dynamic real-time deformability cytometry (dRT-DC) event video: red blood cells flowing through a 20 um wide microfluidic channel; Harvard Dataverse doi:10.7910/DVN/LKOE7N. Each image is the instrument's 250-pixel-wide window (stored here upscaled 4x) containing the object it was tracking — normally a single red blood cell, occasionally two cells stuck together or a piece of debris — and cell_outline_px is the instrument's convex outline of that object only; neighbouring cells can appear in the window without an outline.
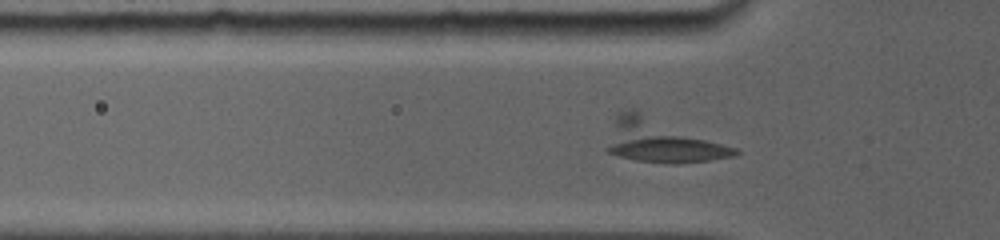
{"species": "common noctule bat (a hibernating species)", "species_latin": "Nyctalus noctula", "temperature_condition": "room temperature", "stored_images_in_passage": 48, "camera_frame_rate_fps": 5000, "um_per_image_px": 0.085, "animal": {"sex": "female", "body_mass_g": 19.0, "forearm_length_mm": 56.7}, "frame": {"image": 1, "passage_image": 10, "time_ms": 2.6, "image_size_px": [1000, 240], "cell_outline_px": [[740, 152], [736, 156], [708, 160], [676, 164], [668, 164], [636, 160], [620, 156], [608, 152], [604, 148], [616, 112], [632, 108], [736, 148]], "centroid_in_image_um": [56.17, 11.97], "position_along_channel_um": 69.6, "area_um2": 32.25}}
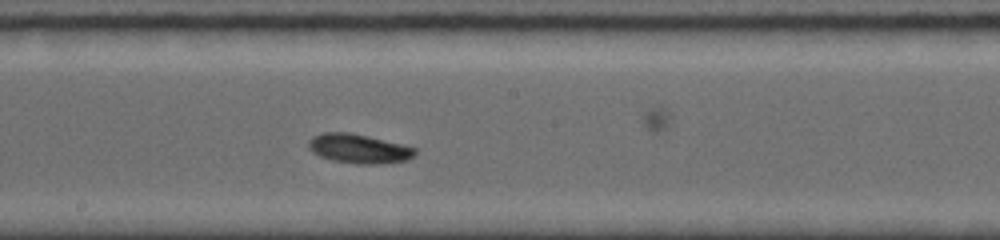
{"frame": {"image": 2, "passage_image": 25, "time_ms": 6.4, "image_size_px": [1000, 240], "cell_outline_px": [[416, 152], [408, 160], [380, 164], [356, 164], [332, 160], [320, 156], [312, 152], [308, 148], [308, 140], [312, 136], [324, 132], [352, 132], [416, 148]], "centroid_in_image_um": [30.45, 12.63], "position_along_channel_um": 217.7, "area_um2": 18.21}}
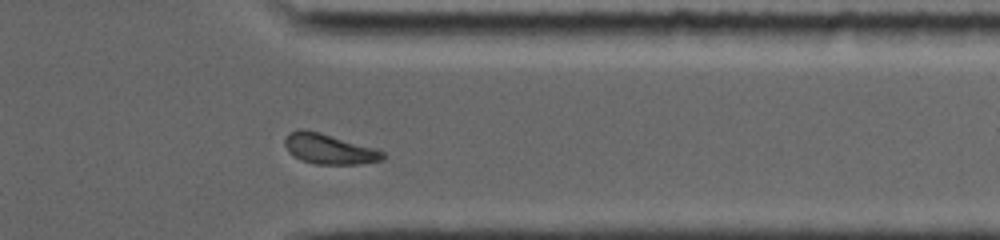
{"frame": {"image": 3, "passage_image": 41, "time_ms": 10.6, "image_size_px": [1000, 240], "cell_outline_px": [[384, 160], [360, 164], [312, 164], [300, 160], [292, 156], [288, 152], [284, 144], [284, 140], [288, 132], [300, 128], [304, 128], [320, 132], [376, 148], [384, 152]], "centroid_in_image_um": [27.93, 12.65], "position_along_channel_um": 383.5, "area_um2": 17.63}}